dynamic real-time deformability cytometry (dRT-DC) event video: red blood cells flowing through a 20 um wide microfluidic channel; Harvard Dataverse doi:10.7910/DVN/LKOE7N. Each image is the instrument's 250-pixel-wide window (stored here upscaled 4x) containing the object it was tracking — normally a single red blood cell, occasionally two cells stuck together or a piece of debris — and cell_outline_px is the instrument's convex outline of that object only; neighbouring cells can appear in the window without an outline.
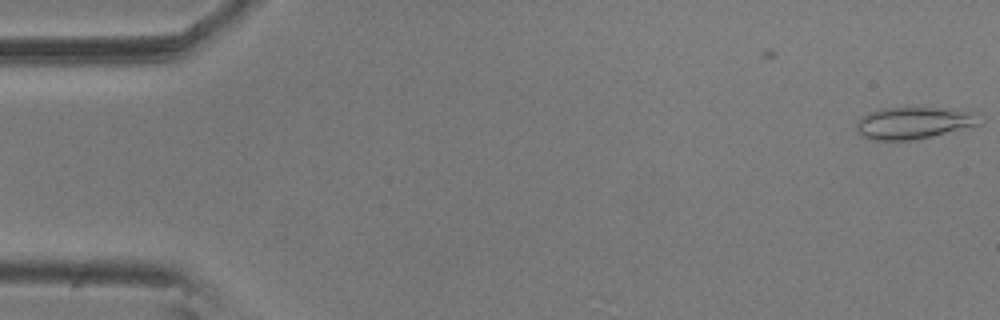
{"species": "common noctule bat (a hibernating species)", "species_latin": "Nyctalus noctula", "temperature_condition": "room temperature", "stored_images_in_passage": 5, "camera_frame_rate_fps": 3000, "um_per_image_px": 0.085, "animal": {"sex": "male", "body_mass_g": 20.5, "forearm_length_mm": 52.5}, "frame": {"image": 1, "passage_image": 5, "time_ms": 1.333, "image_size_px": [1000, 320], "cell_outline_px": [[984, 124], [916, 140], [872, 140], [864, 136], [856, 128], [856, 120], [860, 116], [880, 108], [956, 108], [980, 112], [984, 120]], "centroid_in_image_um": [77.8, 10.43], "position_along_channel_um": 7.2, "area_um2": 23.64}}